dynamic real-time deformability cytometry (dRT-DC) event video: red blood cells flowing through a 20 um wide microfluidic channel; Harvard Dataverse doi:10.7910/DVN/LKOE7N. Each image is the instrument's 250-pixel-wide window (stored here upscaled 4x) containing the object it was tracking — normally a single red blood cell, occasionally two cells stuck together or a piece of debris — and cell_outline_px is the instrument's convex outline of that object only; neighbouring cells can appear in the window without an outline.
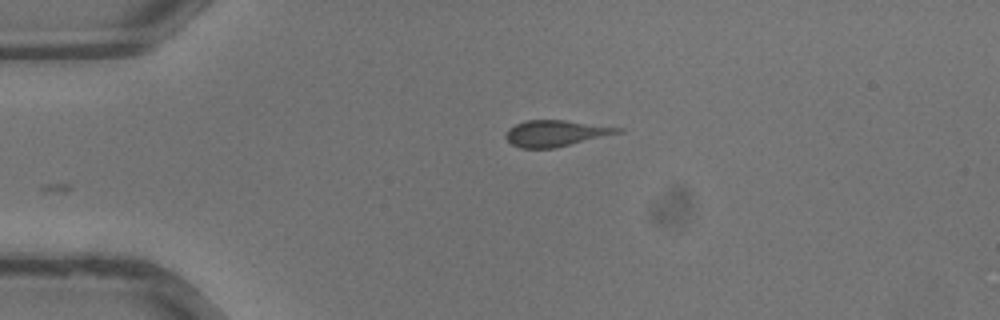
{"species": "common noctule bat (a hibernating species)", "species_latin": "Nyctalus noctula", "temperature_condition": "warm", "stored_images_in_passage": 26, "camera_frame_rate_fps": 3000, "um_per_image_px": 0.085, "animal": {"sex": "male", "body_mass_g": 13.3}, "frame": {"image": 1, "passage_image": 1, "time_ms": 0.0, "image_size_px": [1000, 320], "cell_outline_px": [[624, 128], [620, 132], [556, 148], [520, 148], [512, 144], [504, 136], [508, 128], [516, 124], [528, 120], [564, 120]], "centroid_in_image_um": [47.19, 11.33], "position_along_channel_um": 37.8, "area_um2": 16.88}}
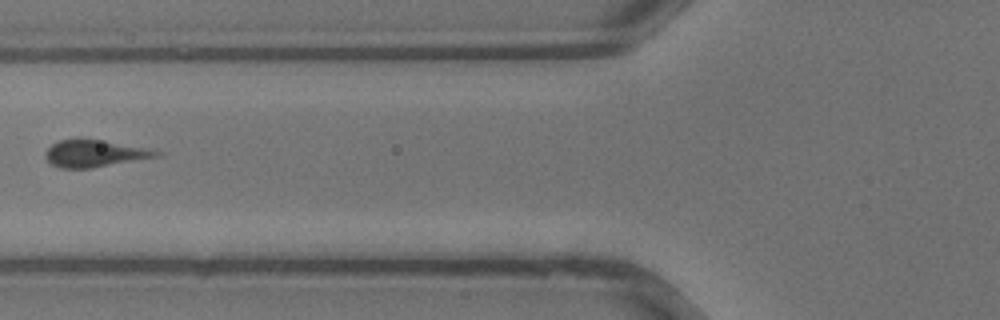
{"frame": {"image": 2, "passage_image": 7, "time_ms": 2.0, "image_size_px": [1000, 320], "cell_outline_px": [[164, 152], [160, 156], [92, 168], [60, 168], [52, 164], [44, 156], [44, 152], [52, 144], [60, 140], [76, 136], [100, 140], [144, 148]], "centroid_in_image_um": [7.98, 13.02], "position_along_channel_um": 117.8, "area_um2": 17.63}}
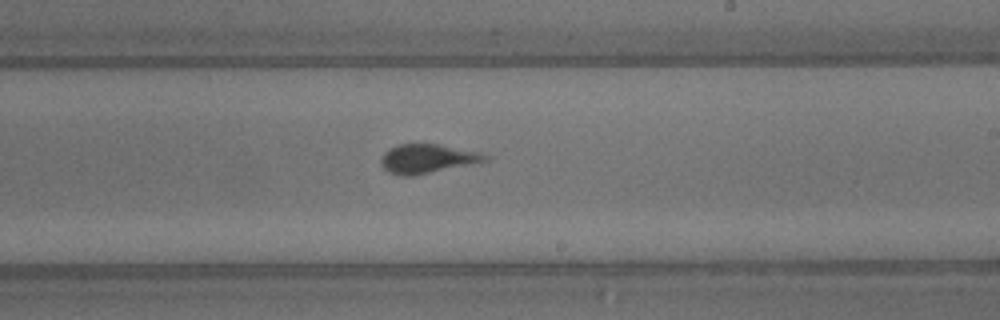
{"frame": {"image": 3, "passage_image": 14, "time_ms": 4.333, "image_size_px": [1000, 320], "cell_outline_px": [[488, 160], [416, 176], [400, 176], [388, 172], [380, 164], [380, 160], [384, 152], [388, 148], [400, 144], [440, 144], [480, 152], [488, 156]], "centroid_in_image_um": [36.28, 13.49], "position_along_channel_um": 252.7, "area_um2": 17.74}}